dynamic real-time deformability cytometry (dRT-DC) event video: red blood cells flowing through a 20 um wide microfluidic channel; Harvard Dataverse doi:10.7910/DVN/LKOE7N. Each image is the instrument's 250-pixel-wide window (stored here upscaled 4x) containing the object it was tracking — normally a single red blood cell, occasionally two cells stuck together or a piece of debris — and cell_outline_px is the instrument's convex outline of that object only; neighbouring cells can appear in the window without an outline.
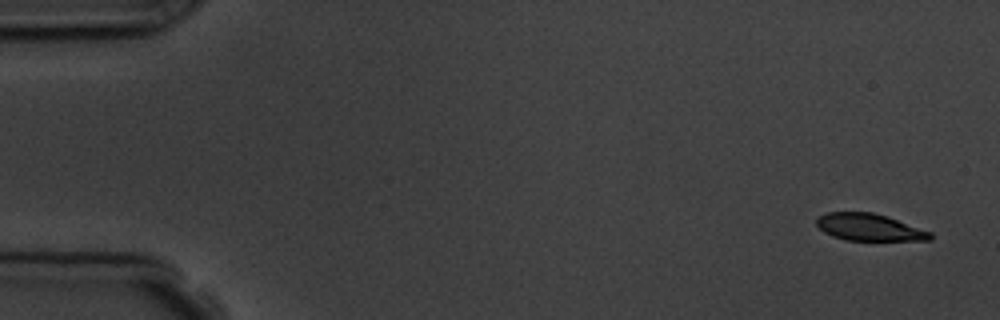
{"species": "common noctule bat (a hibernating species)", "species_latin": "Nyctalus noctula", "temperature_condition": "room temperature", "stored_images_in_passage": 6, "camera_frame_rate_fps": 3000, "um_per_image_px": 0.085, "animal": {"sex": "male", "body_mass_g": 19.5, "forearm_length_mm": 54.6}, "frame": {"image": 1, "passage_image": 1, "time_ms": 0.0, "image_size_px": [1000, 320], "cell_outline_px": [[932, 240], [844, 240], [832, 236], [824, 232], [816, 224], [816, 216], [824, 212], [872, 212], [888, 216], [932, 232]], "centroid_in_image_um": [73.86, 19.3], "position_along_channel_um": 11.1, "area_um2": 18.09}}